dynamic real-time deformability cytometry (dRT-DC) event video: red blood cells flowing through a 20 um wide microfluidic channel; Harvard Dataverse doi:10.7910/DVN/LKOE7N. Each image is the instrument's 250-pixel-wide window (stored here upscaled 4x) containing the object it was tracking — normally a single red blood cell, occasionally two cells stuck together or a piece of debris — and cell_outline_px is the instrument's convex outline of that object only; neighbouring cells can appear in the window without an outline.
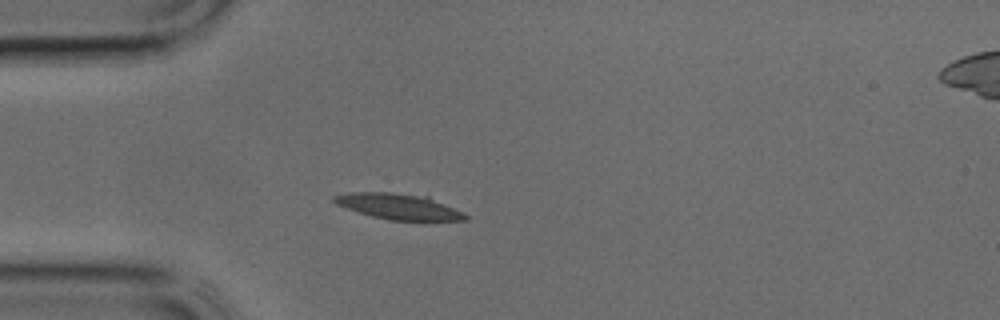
{"species": "common noctule bat (a hibernating species)", "species_latin": "Nyctalus noctula", "temperature_condition": "cold", "stored_images_in_passage": 29, "camera_frame_rate_fps": 3000, "um_per_image_px": 0.085, "animal": {"sex": "male", "body_mass_g": 17.9, "forearm_length_mm": 54.2}, "frame": {"image": 1, "passage_image": 1, "time_ms": 0.0, "image_size_px": [1000, 320], "cell_outline_px": [[468, 220], [388, 220], [372, 216], [336, 204], [332, 200], [332, 196], [348, 192], [392, 192], [428, 196], [464, 212], [468, 216]], "centroid_in_image_um": [33.9, 17.54], "position_along_channel_um": 51.1, "area_um2": 19.65}}
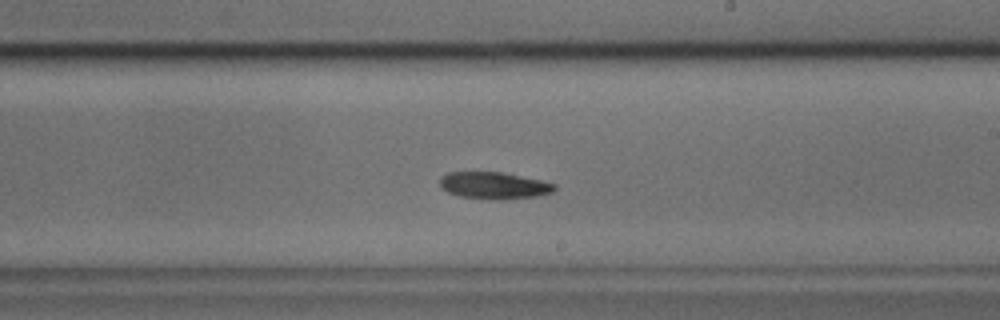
{"frame": {"image": 2, "passage_image": 13, "time_ms": 4.0, "image_size_px": [1000, 320], "cell_outline_px": [[556, 188], [552, 192], [536, 196], [504, 200], [496, 200], [460, 196], [448, 192], [440, 184], [440, 176], [448, 172], [500, 172], [540, 180], [556, 184]], "centroid_in_image_um": [41.99, 15.77], "position_along_channel_um": 247.0, "area_um2": 17.86}}
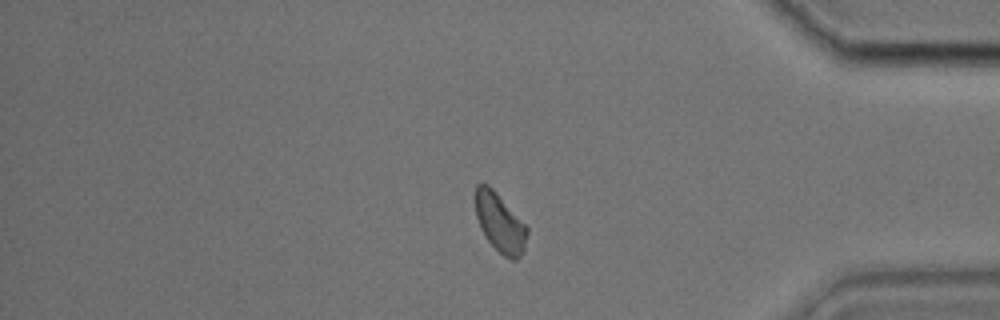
{"frame": {"image": 3, "passage_image": 23, "time_ms": 7.333, "image_size_px": [1000, 320], "cell_outline_px": [[528, 232], [524, 252], [516, 260], [512, 260], [504, 256], [488, 240], [480, 228], [476, 216], [472, 196], [476, 184], [488, 184], [496, 192], [528, 228]], "centroid_in_image_um": [42.45, 18.9], "position_along_channel_um": 392.7, "area_um2": 17.92}}